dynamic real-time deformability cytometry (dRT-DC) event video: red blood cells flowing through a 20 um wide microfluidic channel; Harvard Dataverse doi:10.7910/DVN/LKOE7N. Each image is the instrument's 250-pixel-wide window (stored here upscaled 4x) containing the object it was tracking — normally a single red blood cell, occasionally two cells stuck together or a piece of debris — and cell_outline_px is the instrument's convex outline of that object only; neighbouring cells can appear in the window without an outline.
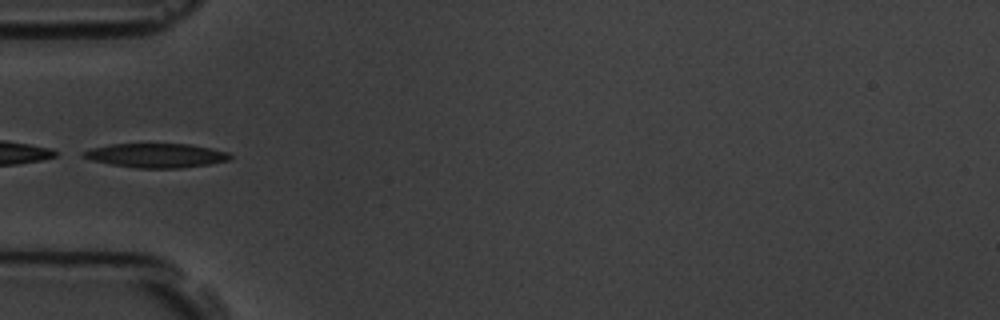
{"species": "common noctule bat (a hibernating species)", "species_latin": "Nyctalus noctula", "temperature_condition": "room temperature", "stored_images_in_passage": 3, "camera_frame_rate_fps": 3000, "um_per_image_px": 0.085, "animal": {"sex": "male", "body_mass_g": 19.5, "forearm_length_mm": 54.6}, "frame": {"image": 1, "passage_image": 2, "time_ms": 1.333, "image_size_px": [1000, 320], "cell_outline_px": [[232, 156], [228, 160], [208, 164], [180, 168], [136, 168], [112, 164], [92, 160], [80, 156], [80, 152], [92, 148], [112, 144], [188, 144], [212, 148], [228, 152]], "centroid_in_image_um": [13.25, 13.21], "position_along_channel_um": 71.7, "area_um2": 20.58}}
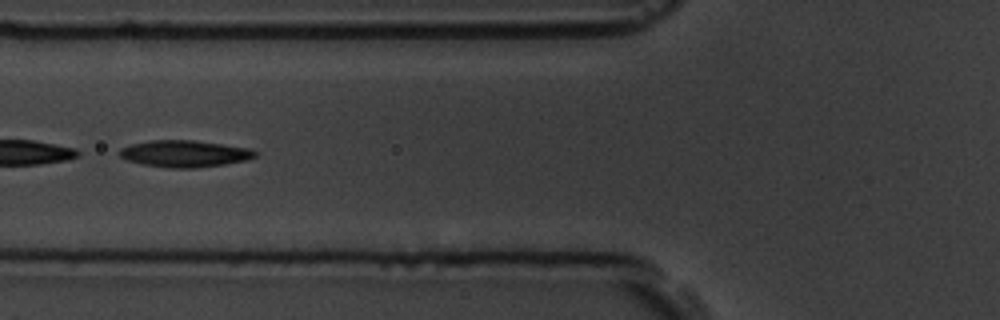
{"frame": {"image": 2, "passage_image": 3, "time_ms": 2.333, "image_size_px": [1000, 320], "cell_outline_px": [[256, 156], [248, 160], [224, 164], [196, 168], [168, 168], [144, 164], [124, 160], [116, 152], [120, 148], [132, 144], [152, 140], [192, 140], [248, 148], [256, 152]], "centroid_in_image_um": [15.64, 13.07], "position_along_channel_um": 110.2, "area_um2": 21.1}}